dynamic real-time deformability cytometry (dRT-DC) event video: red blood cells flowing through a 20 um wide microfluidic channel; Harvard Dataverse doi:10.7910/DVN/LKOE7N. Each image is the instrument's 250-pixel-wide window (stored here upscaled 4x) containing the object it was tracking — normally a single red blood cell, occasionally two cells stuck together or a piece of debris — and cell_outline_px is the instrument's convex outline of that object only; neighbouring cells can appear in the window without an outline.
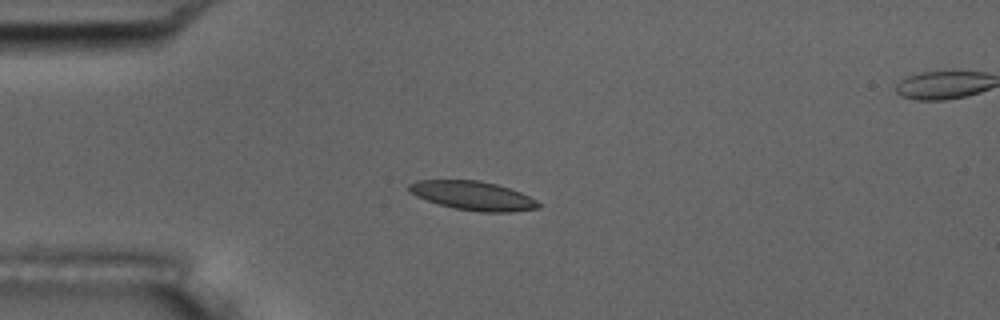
{"species": "common noctule bat (a hibernating species)", "species_latin": "Nyctalus noctula", "temperature_condition": "room temperature", "stored_images_in_passage": 43, "camera_frame_rate_fps": 3000, "um_per_image_px": 0.085, "animal": {"sex": "male", "body_mass_g": 17.5, "forearm_length_mm": 52.3}, "frame": {"image": 1, "passage_image": 1, "time_ms": 0.0, "image_size_px": [1000, 320], "cell_outline_px": [[540, 208], [512, 212], [480, 212], [456, 208], [440, 204], [416, 196], [408, 192], [408, 184], [416, 180], [480, 180], [496, 184], [520, 192], [536, 200], [540, 204]], "centroid_in_image_um": [40.19, 16.63], "position_along_channel_um": 44.8, "area_um2": 21.73}}
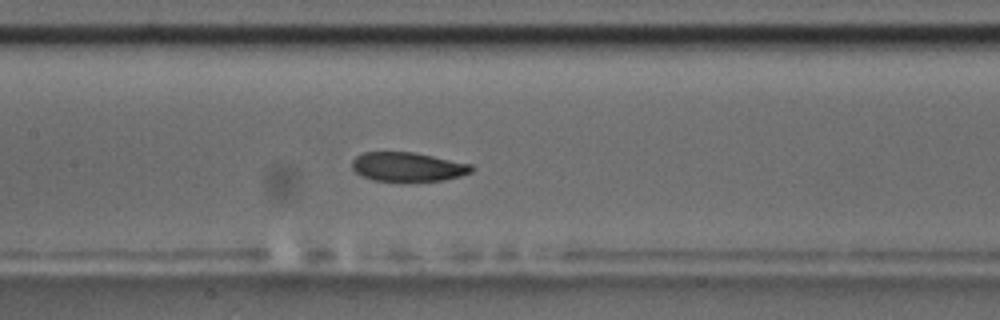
{"frame": {"image": 2, "passage_image": 13, "time_ms": 4.0, "image_size_px": [1000, 320], "cell_outline_px": [[476, 168], [472, 172], [460, 176], [444, 180], [372, 180], [360, 176], [352, 168], [352, 160], [356, 156], [364, 152], [412, 152], [472, 164]], "centroid_in_image_um": [34.66, 14.17], "position_along_channel_um": 172.7, "area_um2": 20.11}}
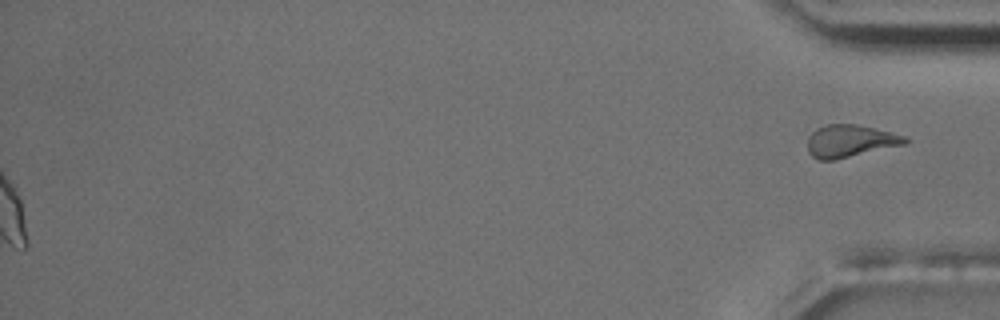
{"frame": {"image": 3, "passage_image": 43, "time_ms": 14.0, "image_size_px": [1000, 320], "cell_outline_px": [[908, 140], [904, 144], [836, 160], [820, 160], [812, 156], [808, 152], [808, 136], [816, 128], [824, 124], [860, 124], [904, 136]], "centroid_in_image_um": [72.21, 11.98], "position_along_channel_um": 363.0, "area_um2": 18.38}, "authors_computed_cell_mechanics": {"area_um2": 21.7328, "velocity_mm_per_s": 3.6876, "shape_relaxation_time_tau1_ms": 5.9247, "shape_relaxation_time_tau2_ms": 2.3966, "deformation_change_tau1": 0.1418, "deformation_change_tau2": 0.0781}}